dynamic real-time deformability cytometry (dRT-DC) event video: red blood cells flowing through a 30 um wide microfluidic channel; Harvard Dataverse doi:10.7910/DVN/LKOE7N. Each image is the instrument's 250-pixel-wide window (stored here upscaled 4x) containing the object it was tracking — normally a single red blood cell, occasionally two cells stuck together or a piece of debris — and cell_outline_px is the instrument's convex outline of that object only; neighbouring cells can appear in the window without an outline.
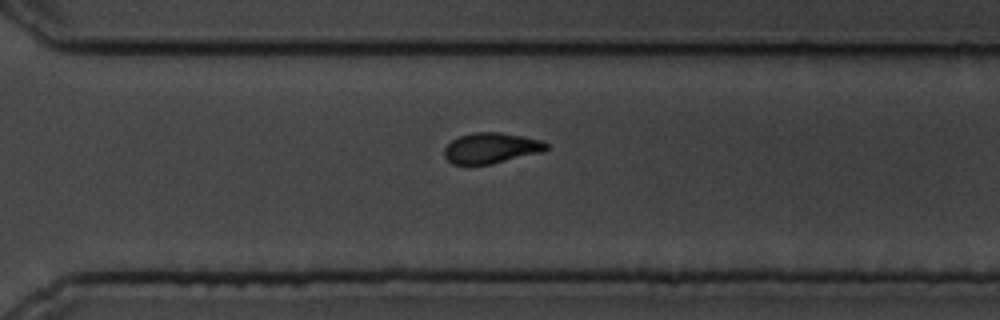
{"species": "common noctule bat (a hibernating species)", "species_latin": "Nyctalus noctula", "temperature_condition": "cold", "stored_images_in_passage": 11, "camera_frame_rate_fps": 3000, "um_per_image_px": 0.085, "animal": {"sex": "male", "body_mass_g": 19.5, "forearm_length_mm": 54.6}, "frame": {"image": 1, "passage_image": 11, "time_ms": 12.333, "image_size_px": [1000, 320], "cell_outline_px": [[548, 148], [544, 152], [492, 164], [452, 164], [444, 156], [444, 148], [452, 140], [460, 136], [476, 132], [500, 132], [524, 136], [540, 140], [548, 144]], "centroid_in_image_um": [41.77, 12.59], "position_along_channel_um": 328.8, "area_um2": 18.26}}